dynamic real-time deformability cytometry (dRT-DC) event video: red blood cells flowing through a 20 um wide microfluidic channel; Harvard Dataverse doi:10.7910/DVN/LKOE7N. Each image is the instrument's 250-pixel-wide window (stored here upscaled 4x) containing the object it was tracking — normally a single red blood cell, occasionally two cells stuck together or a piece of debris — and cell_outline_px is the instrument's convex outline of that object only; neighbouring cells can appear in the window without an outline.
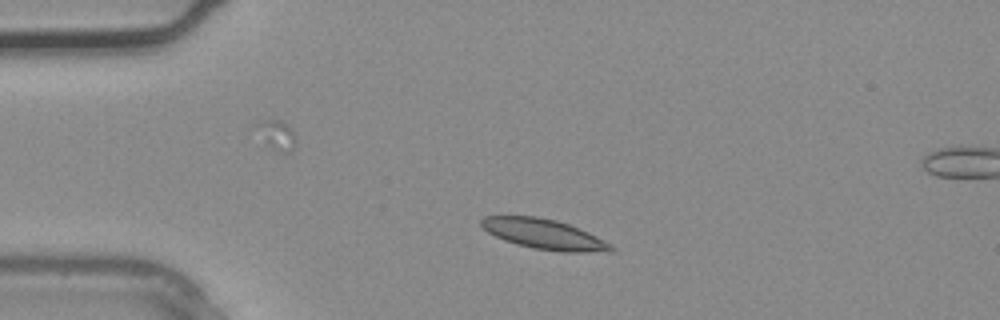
{"species": "common noctule bat (a hibernating species)", "species_latin": "Nyctalus noctula", "temperature_condition": "warm", "stored_images_in_passage": 35, "camera_frame_rate_fps": 3000, "um_per_image_px": 0.085, "animal": {"sex": "male", "body_mass_g": 20.4}, "frame": {"image": 1, "passage_image": 6, "time_ms": 1.667, "image_size_px": [1000, 320], "cell_outline_px": [[616, 248], [612, 252], [564, 252], [532, 248], [516, 244], [504, 240], [488, 232], [480, 224], [480, 220], [484, 216], [536, 216], [556, 220], [568, 224], [588, 232], [596, 236]], "centroid_in_image_um": [46.25, 19.91], "position_along_channel_um": 38.8, "area_um2": 22.66}}
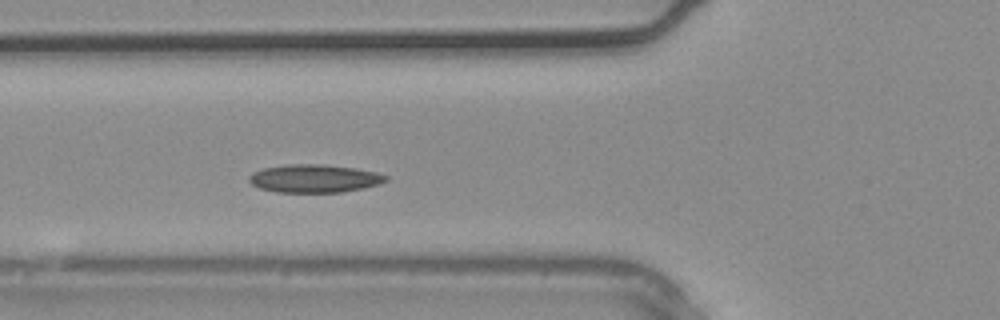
{"frame": {"image": 2, "passage_image": 11, "time_ms": 3.333, "image_size_px": [1000, 320], "cell_outline_px": [[388, 180], [380, 184], [364, 188], [340, 192], [276, 192], [260, 188], [252, 184], [248, 180], [248, 176], [252, 172], [264, 168], [288, 164], [324, 164], [356, 168], [376, 172], [388, 176]], "centroid_in_image_um": [26.73, 15.17], "position_along_channel_um": 99.1, "area_um2": 22.48}}